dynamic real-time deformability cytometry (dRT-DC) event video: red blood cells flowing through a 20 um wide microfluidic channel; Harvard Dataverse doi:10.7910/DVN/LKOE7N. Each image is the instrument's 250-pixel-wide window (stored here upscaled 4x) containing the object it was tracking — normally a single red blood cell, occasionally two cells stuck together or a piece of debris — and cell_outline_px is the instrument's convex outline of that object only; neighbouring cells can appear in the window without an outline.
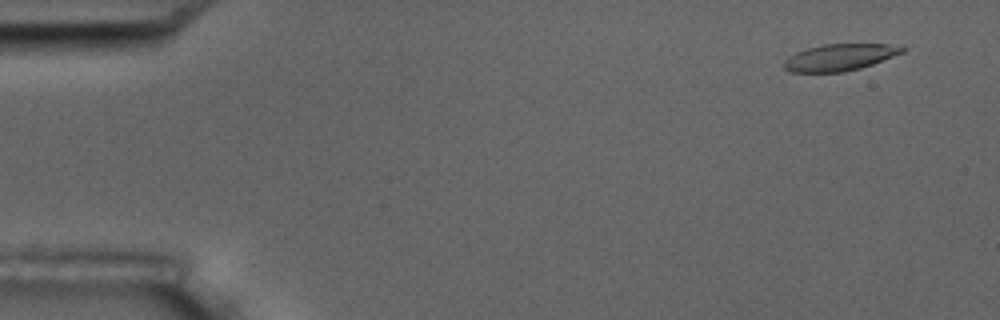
{"species": "common noctule bat (a hibernating species)", "species_latin": "Nyctalus noctula", "temperature_condition": "room temperature", "stored_images_in_passage": 4, "camera_frame_rate_fps": 3000, "um_per_image_px": 0.085, "animal": {"sex": "male", "body_mass_g": 17.5, "forearm_length_mm": 52.3}, "frame": {"image": 1, "passage_image": 1, "time_ms": 0.0, "image_size_px": [1000, 320], "cell_outline_px": [[908, 48], [904, 52], [872, 64], [860, 68], [844, 72], [792, 72], [784, 68], [784, 60], [796, 52], [808, 48], [824, 44], [888, 44]], "centroid_in_image_um": [71.38, 4.87], "position_along_channel_um": 13.6, "area_um2": 18.26}}
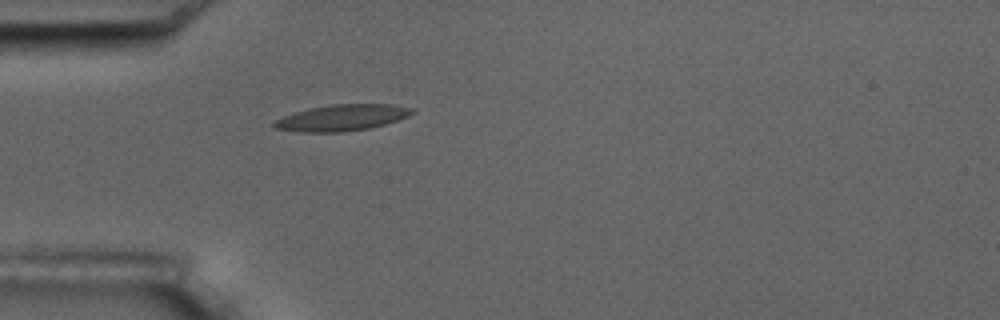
{"frame": {"image": 2, "passage_image": 4, "time_ms": 4.333, "image_size_px": [1000, 320], "cell_outline_px": [[412, 112], [408, 116], [384, 124], [368, 128], [340, 132], [300, 132], [272, 128], [272, 120], [308, 108], [332, 104], [388, 104], [412, 108]], "centroid_in_image_um": [28.97, 10.01], "position_along_channel_um": 56.0, "area_um2": 20.92}}